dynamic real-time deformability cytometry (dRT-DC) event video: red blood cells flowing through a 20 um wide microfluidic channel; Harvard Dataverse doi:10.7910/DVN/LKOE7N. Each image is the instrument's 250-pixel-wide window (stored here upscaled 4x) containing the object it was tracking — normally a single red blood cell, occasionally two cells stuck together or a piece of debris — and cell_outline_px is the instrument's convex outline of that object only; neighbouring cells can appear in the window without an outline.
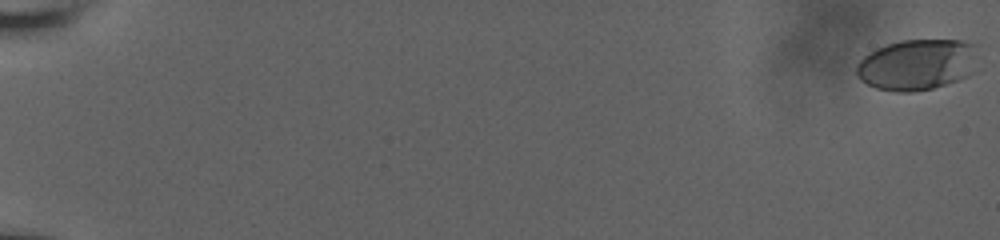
{"species": "human", "species_latin": "Homo sapiens", "temperature_condition": "room temperature", "stored_images_in_passage": 13, "camera_frame_rate_fps": 3000, "um_per_image_px": 0.085, "donor": {"sex": "male"}, "frame": {"image": 1, "passage_image": 1, "time_ms": 0.0, "image_size_px": [1000, 240], "cell_outline_px": [[972, 72], [968, 76], [932, 88], [912, 92], [896, 92], [876, 88], [860, 80], [856, 76], [856, 64], [868, 52], [876, 48], [900, 40], [960, 40], [972, 44]], "centroid_in_image_um": [77.83, 5.5], "position_along_channel_um": 7.2, "area_um2": 35.55}}